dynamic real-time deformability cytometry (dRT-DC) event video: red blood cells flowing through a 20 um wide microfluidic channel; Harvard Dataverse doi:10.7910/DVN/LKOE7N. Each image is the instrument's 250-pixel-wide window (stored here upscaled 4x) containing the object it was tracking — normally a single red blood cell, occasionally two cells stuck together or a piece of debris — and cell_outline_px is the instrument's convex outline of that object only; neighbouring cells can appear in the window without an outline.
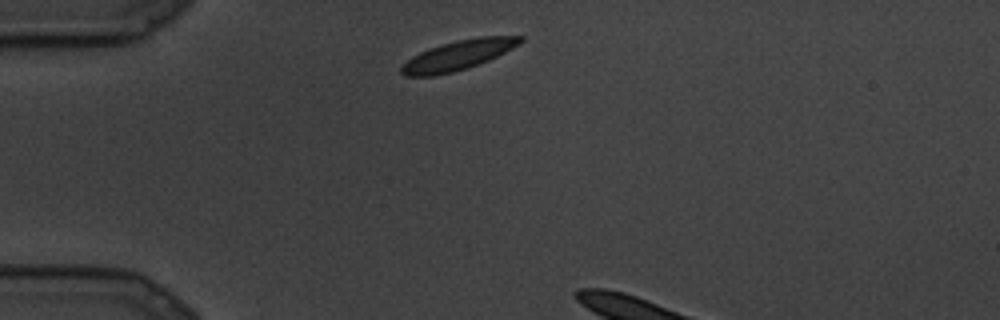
{"species": "common noctule bat (a hibernating species)", "species_latin": "Nyctalus noctula", "temperature_condition": "cold", "stored_images_in_passage": 7, "camera_frame_rate_fps": 3000, "um_per_image_px": 0.085, "animal": {"sex": "male", "body_mass_g": 19.5, "forearm_length_mm": 54.6}, "frame": {"image": 1, "passage_image": 1, "time_ms": 0.0, "image_size_px": [1000, 320], "cell_outline_px": [[524, 40], [512, 48], [488, 60], [468, 68], [452, 72], [432, 76], [404, 76], [400, 72], [400, 68], [412, 56], [428, 48], [440, 44], [456, 40], [480, 36], [524, 36]], "centroid_in_image_um": [38.92, 4.69], "position_along_channel_um": 46.1, "area_um2": 20.46}}
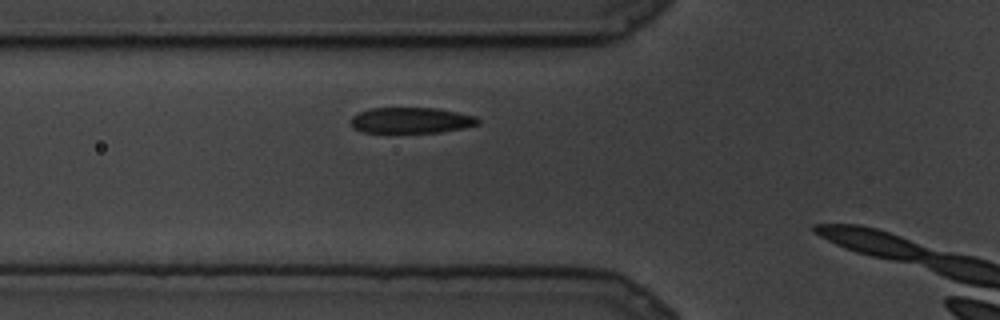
{"frame": {"image": 2, "passage_image": 4, "time_ms": 1.0, "image_size_px": [1000, 320], "cell_outline_px": [[480, 124], [464, 128], [440, 132], [360, 132], [352, 128], [352, 116], [360, 112], [372, 108], [436, 108], [476, 116], [480, 120]], "centroid_in_image_um": [34.97, 10.23], "position_along_channel_um": 90.8, "area_um2": 19.07}}
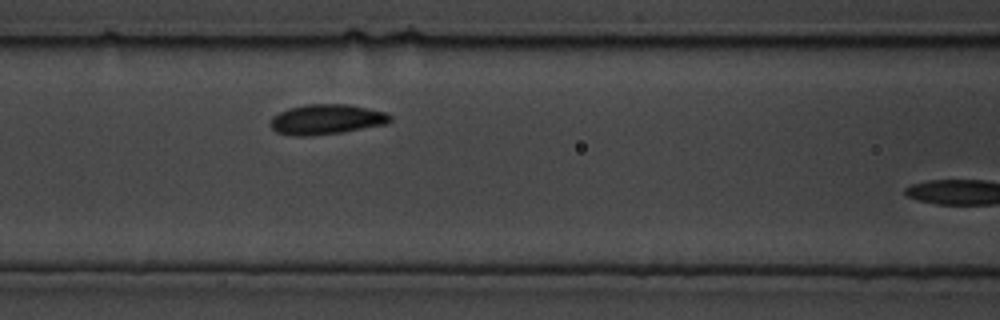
{"frame": {"image": 3, "passage_image": 6, "time_ms": 1.667, "image_size_px": [1000, 320], "cell_outline_px": [[392, 120], [388, 124], [344, 132], [312, 136], [292, 136], [276, 132], [272, 128], [272, 120], [280, 112], [288, 108], [308, 104], [344, 104], [384, 112], [392, 116]], "centroid_in_image_um": [27.78, 10.17], "position_along_channel_um": 138.8, "area_um2": 20.87}}